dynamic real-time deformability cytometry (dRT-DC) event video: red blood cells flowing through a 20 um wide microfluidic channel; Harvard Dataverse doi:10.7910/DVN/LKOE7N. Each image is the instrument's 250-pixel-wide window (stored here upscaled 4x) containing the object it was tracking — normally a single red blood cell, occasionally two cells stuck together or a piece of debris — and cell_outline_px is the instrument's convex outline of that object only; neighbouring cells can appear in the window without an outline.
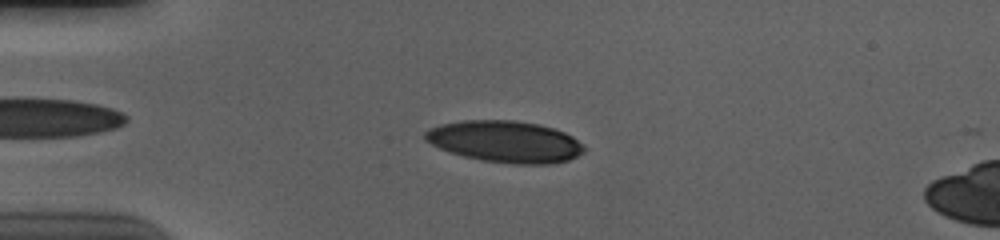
{"species": "human", "species_latin": "Homo sapiens", "temperature_condition": "cold", "stored_images_in_passage": 49, "camera_frame_rate_fps": 3000, "um_per_image_px": 0.085, "donor": {"sex": "male"}, "frame": {"image": 1, "passage_image": 7, "time_ms": 2.0, "image_size_px": [1000, 240], "cell_outline_px": [[584, 152], [568, 160], [548, 164], [512, 164], [480, 160], [448, 152], [424, 140], [424, 132], [428, 128], [440, 124], [460, 120], [516, 120], [540, 124], [564, 132], [572, 136], [584, 148]], "centroid_in_image_um": [42.88, 12.03], "position_along_channel_um": 42.1, "area_um2": 38.67}}
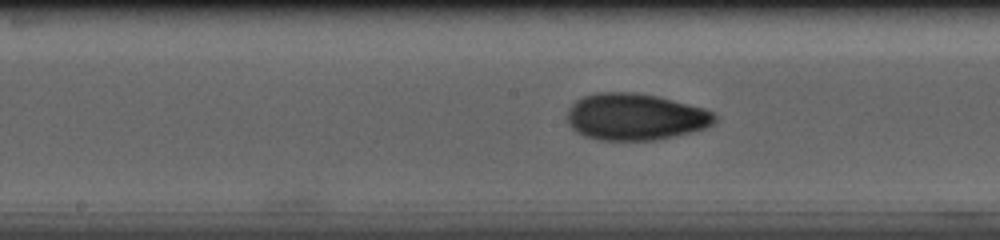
{"frame": {"image": 2, "passage_image": 22, "time_ms": 7.0, "image_size_px": [1000, 240], "cell_outline_px": [[716, 120], [712, 124], [704, 128], [656, 140], [596, 140], [584, 136], [576, 132], [568, 124], [568, 108], [576, 100], [584, 96], [596, 92], [636, 92], [656, 96], [704, 108], [712, 112], [716, 116]], "centroid_in_image_um": [53.95, 9.93], "position_along_channel_um": 194.3, "area_um2": 40.06}}
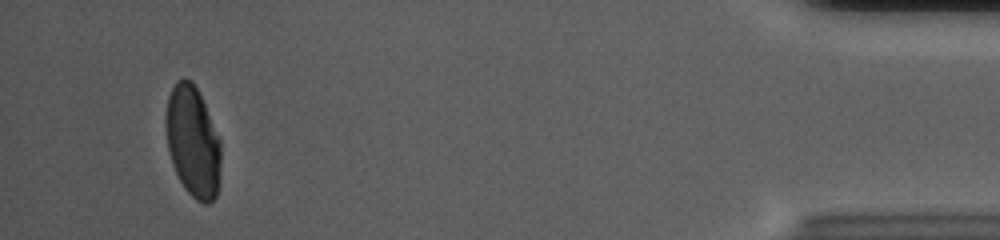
{"frame": {"image": 3, "passage_image": 46, "time_ms": 15.0, "image_size_px": [1000, 240], "cell_outline_px": [[220, 180], [216, 196], [208, 204], [204, 204], [196, 200], [184, 188], [172, 164], [168, 148], [168, 96], [176, 80], [184, 76], [196, 88], [204, 104], [220, 140]], "centroid_in_image_um": [16.42, 12.09], "position_along_channel_um": 418.8, "area_um2": 34.8}, "authors_computed_cell_mechanics": {"area_um2": 38.2058, "velocity_mm_per_s": 3.6841, "shape_relaxation_time_tau1_ms": 6.061, "shape_relaxation_time_tau2_ms": 1.3524, "deformation_change_tau1": 0.2216, "deformation_change_tau2": 0.0546}}